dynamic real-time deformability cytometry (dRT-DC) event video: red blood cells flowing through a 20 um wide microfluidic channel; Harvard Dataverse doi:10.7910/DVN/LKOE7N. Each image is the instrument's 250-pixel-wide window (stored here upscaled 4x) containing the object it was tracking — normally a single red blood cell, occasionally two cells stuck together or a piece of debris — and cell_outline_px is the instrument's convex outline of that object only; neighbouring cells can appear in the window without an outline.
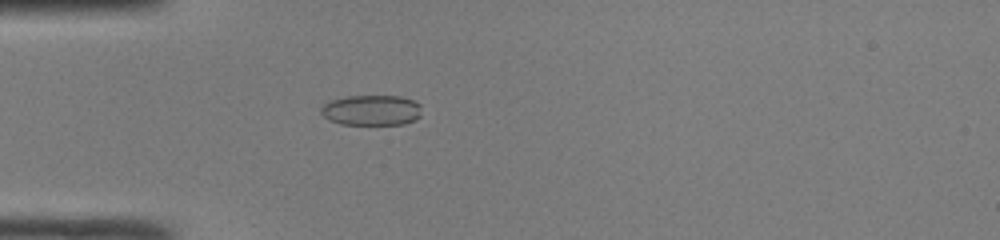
{"species": "common noctule bat (a hibernating species)", "species_latin": "Nyctalus noctula", "temperature_condition": "room temperature", "stored_images_in_passage": 49, "camera_frame_rate_fps": 3000, "um_per_image_px": 0.085, "animal": {"sex": "male", "body_mass_g": 19.0, "forearm_length_mm": 50.8}, "frame": {"image": 1, "passage_image": 15, "time_ms": 4.667, "image_size_px": [1000, 240], "cell_outline_px": [[420, 116], [416, 120], [404, 124], [340, 124], [328, 120], [320, 112], [320, 108], [324, 104], [332, 100], [348, 96], [400, 96], [412, 100], [420, 104]], "centroid_in_image_um": [31.57, 9.37], "position_along_channel_um": 53.4, "area_um2": 17.86}}
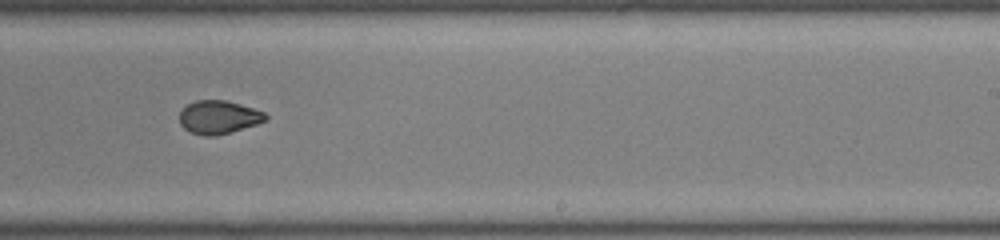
{"frame": {"image": 2, "passage_image": 31, "time_ms": 10.0, "image_size_px": [1000, 240], "cell_outline_px": [[268, 120], [256, 124], [216, 136], [204, 136], [188, 132], [180, 124], [180, 112], [188, 104], [196, 100], [228, 100], [264, 112], [268, 116]], "centroid_in_image_um": [18.58, 9.96], "position_along_channel_um": 270.4, "area_um2": 16.7}}
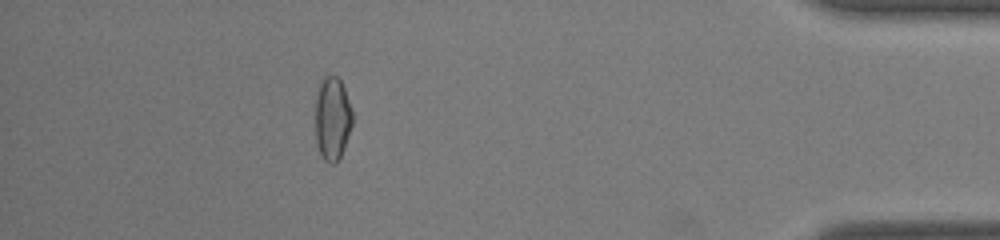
{"frame": {"image": 3, "passage_image": 44, "time_ms": 14.333, "image_size_px": [1000, 240], "cell_outline_px": [[352, 124], [344, 148], [336, 164], [332, 164], [324, 160], [320, 156], [316, 144], [316, 96], [320, 80], [324, 76], [336, 76], [340, 80], [344, 88], [352, 112]], "centroid_in_image_um": [28.23, 10.1], "position_along_channel_um": 407.0, "area_um2": 18.03}, "authors_computed_cell_mechanics": {"area_um2": 17.8602, "velocity_mm_per_s": 4.2405, "shape_relaxation_time_tau1_ms": null, "shape_relaxation_time_tau2_ms": 1.5861, "deformation_change_tau1": null, "deformation_change_tau2": 0.0433}}